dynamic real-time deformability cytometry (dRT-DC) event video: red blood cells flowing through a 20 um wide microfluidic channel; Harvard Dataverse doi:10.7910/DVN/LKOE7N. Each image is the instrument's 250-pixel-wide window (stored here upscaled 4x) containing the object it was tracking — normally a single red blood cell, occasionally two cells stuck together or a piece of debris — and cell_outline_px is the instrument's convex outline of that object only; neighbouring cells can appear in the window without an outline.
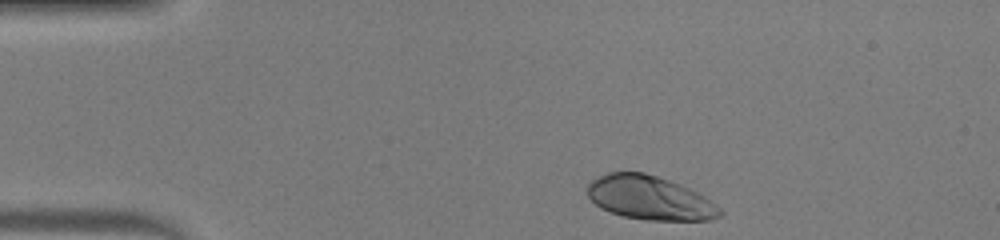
{"species": "human", "species_latin": "Homo sapiens", "temperature_condition": "warm", "stored_images_in_passage": 36, "camera_frame_rate_fps": 3000, "um_per_image_px": 0.085, "donor": {"sex": "male"}, "frame": {"image": 1, "passage_image": 1, "time_ms": 0.0, "image_size_px": [1000, 240], "cell_outline_px": [[724, 212], [720, 216], [708, 220], [644, 220], [624, 216], [600, 208], [588, 196], [588, 184], [592, 180], [608, 172], [644, 172], [668, 180], [688, 188], [704, 196], [716, 204]], "centroid_in_image_um": [55.23, 16.82], "position_along_channel_um": 29.8, "area_um2": 33.58}}
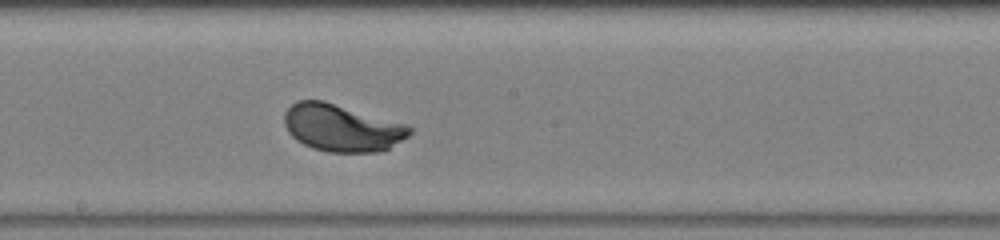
{"frame": {"image": 2, "passage_image": 19, "time_ms": 6.0, "image_size_px": [1000, 240], "cell_outline_px": [[412, 132], [408, 136], [388, 148], [380, 152], [328, 152], [312, 148], [296, 140], [288, 132], [284, 124], [284, 112], [296, 100], [324, 100], [408, 124], [412, 128]], "centroid_in_image_um": [29.05, 10.86], "position_along_channel_um": 219.1, "area_um2": 34.68}}
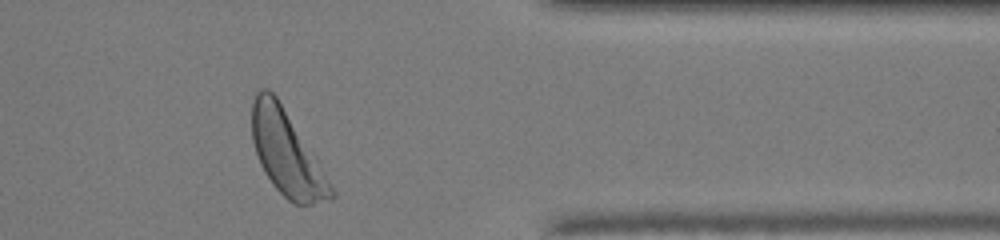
{"frame": {"image": 3, "passage_image": 32, "time_ms": 10.333, "image_size_px": [1000, 240], "cell_outline_px": [[336, 196], [332, 200], [312, 204], [296, 204], [288, 200], [272, 184], [264, 172], [260, 164], [252, 140], [252, 100], [256, 92], [260, 88], [268, 88], [276, 96], [336, 192]], "centroid_in_image_um": [24.35, 13.04], "position_along_channel_um": 387.1, "area_um2": 38.09}, "authors_computed_cell_mechanics": {"area_um2": 34.5355, "velocity_mm_per_s": 4.2307, "shape_relaxation_time_tau1_ms": 1.6986, "shape_relaxation_time_tau2_ms": null, "deformation_change_tau1": 0.148, "deformation_change_tau2": null}}